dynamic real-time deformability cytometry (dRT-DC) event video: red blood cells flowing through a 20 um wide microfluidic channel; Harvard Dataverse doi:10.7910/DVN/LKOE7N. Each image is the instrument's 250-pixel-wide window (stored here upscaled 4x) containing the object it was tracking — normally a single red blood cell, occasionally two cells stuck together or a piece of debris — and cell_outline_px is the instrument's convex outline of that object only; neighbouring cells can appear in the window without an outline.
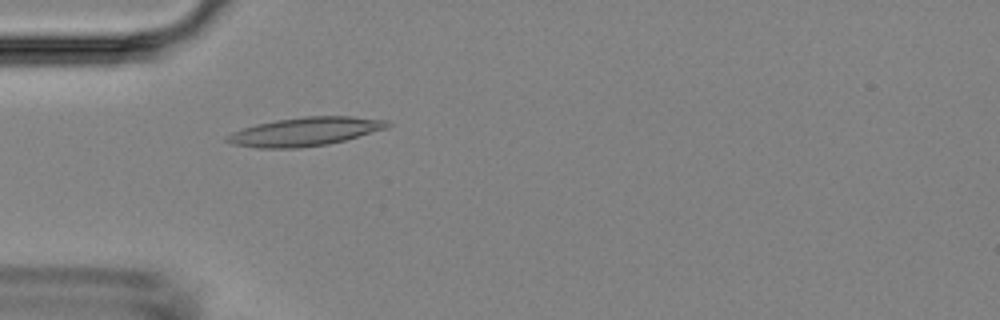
{"species": "Egyptian fruit bat (a non-hibernating species)", "species_latin": "Rousettus aegyptiacus", "temperature_condition": "room temperature", "stored_images_in_passage": 34, "camera_frame_rate_fps": 3000, "um_per_image_px": 0.085, "animal": {"sex": "female"}, "frame": {"image": 1, "passage_image": 5, "time_ms": 1.333, "image_size_px": [1000, 320], "cell_outline_px": [[392, 124], [388, 128], [344, 140], [328, 144], [300, 148], [256, 148], [232, 144], [224, 140], [224, 136], [232, 132], [256, 124], [276, 120], [304, 116], [352, 116], [388, 120]], "centroid_in_image_um": [25.92, 11.18], "position_along_channel_um": 59.1, "area_um2": 26.88}}
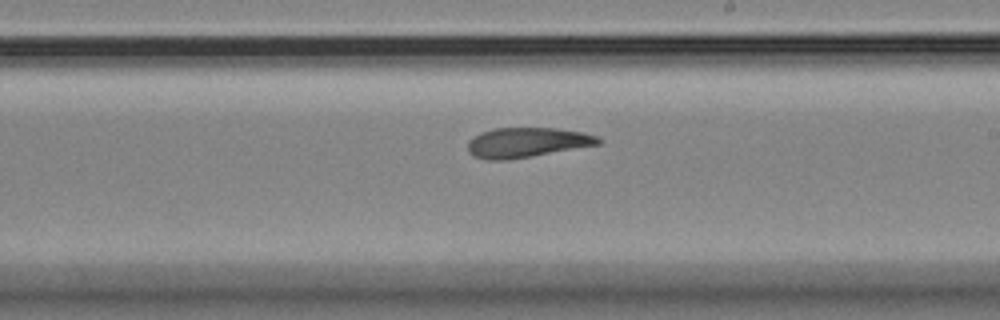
{"frame": {"image": 2, "passage_image": 19, "time_ms": 6.0, "image_size_px": [1000, 320], "cell_outline_px": [[600, 144], [532, 156], [508, 160], [484, 160], [472, 156], [468, 152], [468, 140], [472, 136], [480, 132], [492, 128], [556, 128], [584, 132], [596, 136], [600, 140]], "centroid_in_image_um": [44.71, 12.11], "position_along_channel_um": 244.3, "area_um2": 22.89}}
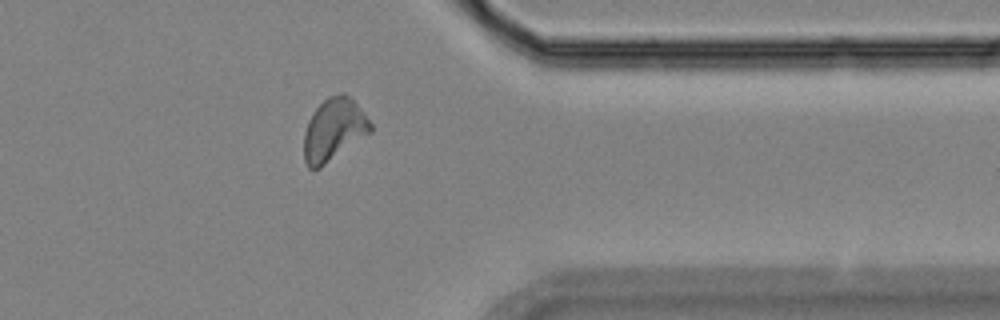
{"frame": {"image": 3, "passage_image": 30, "time_ms": 9.667, "image_size_px": [1000, 320], "cell_outline_px": [[372, 132], [320, 168], [308, 168], [304, 160], [304, 132], [308, 120], [312, 112], [328, 96], [340, 92], [344, 92], [364, 112], [372, 124]], "centroid_in_image_um": [28.37, 11.02], "position_along_channel_um": 383.0, "area_um2": 24.28}}